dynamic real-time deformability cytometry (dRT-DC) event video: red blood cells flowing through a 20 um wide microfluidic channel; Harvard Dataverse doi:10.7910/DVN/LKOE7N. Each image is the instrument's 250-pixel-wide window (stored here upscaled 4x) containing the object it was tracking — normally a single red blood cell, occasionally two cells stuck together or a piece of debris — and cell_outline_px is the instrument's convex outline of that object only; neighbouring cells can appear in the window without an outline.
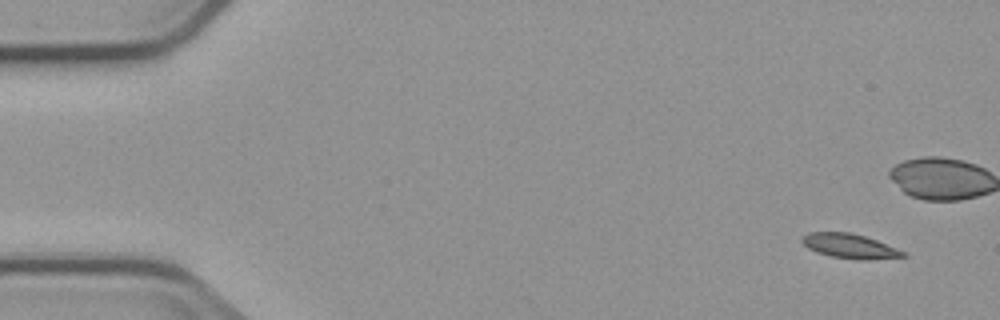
{"species": "common noctule bat (a hibernating species)", "species_latin": "Nyctalus noctula", "temperature_condition": "cold", "stored_images_in_passage": 8, "camera_frame_rate_fps": 3000, "um_per_image_px": 0.085, "animal": {"sex": "male", "body_mass_g": 23.1, "forearm_length_mm": 52.7}, "frame": {"image": 1, "passage_image": 1, "time_ms": 0.0, "image_size_px": [1000, 320], "cell_outline_px": [[908, 256], [864, 260], [860, 260], [832, 256], [816, 252], [808, 248], [800, 240], [808, 232], [852, 232], [876, 240], [896, 248], [904, 252]], "centroid_in_image_um": [72.21, 20.91], "position_along_channel_um": 12.8, "area_um2": 14.28}}